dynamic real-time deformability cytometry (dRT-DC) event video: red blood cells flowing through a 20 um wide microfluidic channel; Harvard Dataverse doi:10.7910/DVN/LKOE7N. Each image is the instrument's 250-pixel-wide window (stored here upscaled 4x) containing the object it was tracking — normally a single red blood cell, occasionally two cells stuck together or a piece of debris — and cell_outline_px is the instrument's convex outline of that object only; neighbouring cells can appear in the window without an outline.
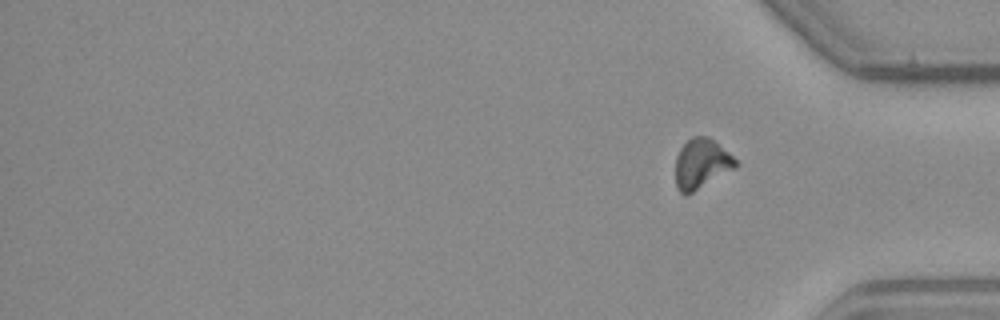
{"species": "common noctule bat (a hibernating species)", "species_latin": "Nyctalus noctula", "temperature_condition": "warm", "stored_images_in_passage": 36, "camera_frame_rate_fps": 3000, "um_per_image_px": 0.085, "animal": {"sex": "male", "body_mass_g": 23.1, "forearm_length_mm": 52.7}, "frame": {"image": 1, "passage_image": 36, "time_ms": 11.667, "image_size_px": [1000, 320], "cell_outline_px": [[736, 168], [692, 192], [684, 196], [676, 188], [676, 156], [680, 148], [692, 136], [708, 136], [728, 152], [736, 160]], "centroid_in_image_um": [59.6, 13.92], "position_along_channel_um": 375.6, "area_um2": 17.28}}